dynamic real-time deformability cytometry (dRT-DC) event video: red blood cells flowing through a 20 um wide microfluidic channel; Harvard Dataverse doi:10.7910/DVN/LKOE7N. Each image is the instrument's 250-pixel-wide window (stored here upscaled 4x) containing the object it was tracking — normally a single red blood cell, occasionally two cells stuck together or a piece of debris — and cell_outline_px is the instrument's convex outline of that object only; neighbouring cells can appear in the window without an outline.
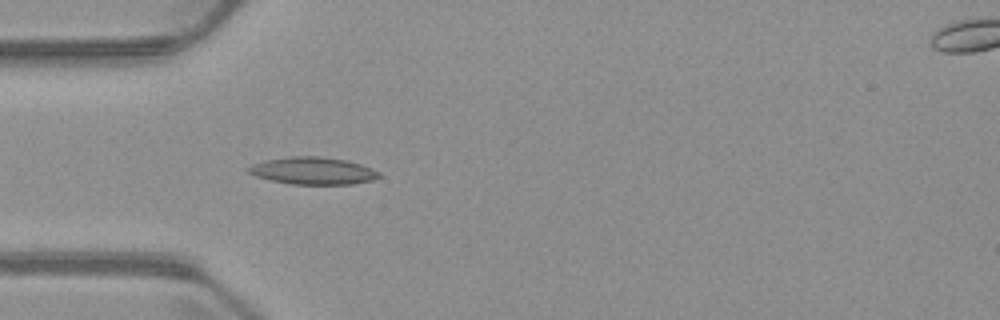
{"species": "common noctule bat (a hibernating species)", "species_latin": "Nyctalus noctula", "temperature_condition": "warm", "stored_images_in_passage": 4, "camera_frame_rate_fps": 3000, "um_per_image_px": 0.085, "animal": {"sex": "male", "body_mass_g": 23.1, "forearm_length_mm": 52.7}, "frame": {"image": 1, "passage_image": 3, "time_ms": 2.333, "image_size_px": [1000, 320], "cell_outline_px": [[380, 176], [372, 180], [352, 184], [292, 184], [272, 180], [256, 176], [248, 172], [244, 168], [252, 164], [264, 160], [292, 156], [320, 156], [344, 160], [360, 164], [372, 168], [380, 172]], "centroid_in_image_um": [26.57, 14.51], "position_along_channel_um": 58.4, "area_um2": 20.69}}